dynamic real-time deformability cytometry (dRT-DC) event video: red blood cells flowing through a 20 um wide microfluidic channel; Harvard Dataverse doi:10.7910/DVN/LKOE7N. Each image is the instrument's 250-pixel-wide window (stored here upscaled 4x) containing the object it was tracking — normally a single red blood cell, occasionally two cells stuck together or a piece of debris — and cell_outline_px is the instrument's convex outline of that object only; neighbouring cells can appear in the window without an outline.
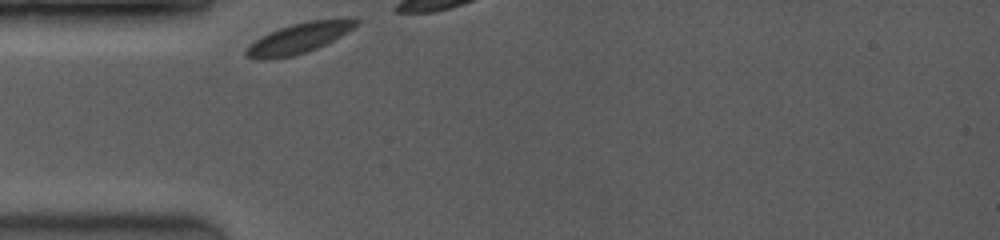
{"species": "common noctule bat (a hibernating species)", "species_latin": "Nyctalus noctula", "temperature_condition": "room temperature", "stored_images_in_passage": 15, "camera_frame_rate_fps": 3500, "um_per_image_px": 0.085, "animal": {"sex": "female", "body_mass_g": 19.0, "forearm_length_mm": 53.3}, "frame": {"image": 1, "passage_image": 1, "time_ms": 0.0, "image_size_px": [1000, 240], "cell_outline_px": [[360, 20], [352, 28], [340, 36], [316, 48], [292, 56], [272, 60], [260, 60], [244, 56], [244, 48], [248, 44], [260, 36], [268, 32], [292, 24], [308, 20], [356, 16]], "centroid_in_image_um": [25.36, 3.23], "position_along_channel_um": 59.6, "area_um2": 19.83}}